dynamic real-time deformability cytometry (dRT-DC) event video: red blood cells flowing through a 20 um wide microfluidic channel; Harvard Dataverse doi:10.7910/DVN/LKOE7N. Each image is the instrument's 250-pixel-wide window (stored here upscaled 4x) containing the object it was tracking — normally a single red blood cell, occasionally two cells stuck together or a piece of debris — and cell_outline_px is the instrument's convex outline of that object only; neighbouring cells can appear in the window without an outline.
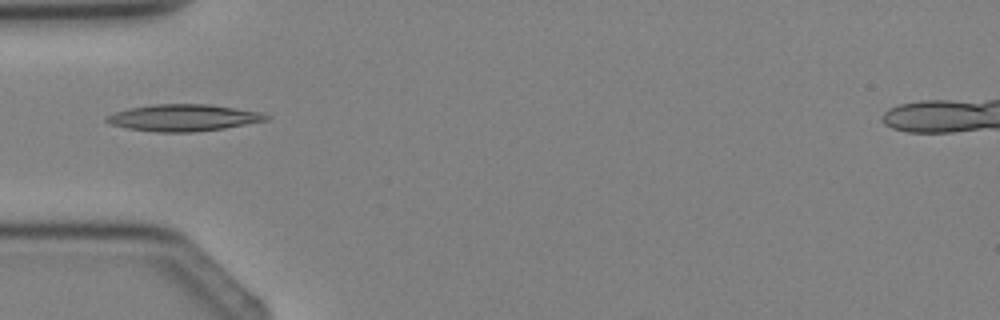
{"species": "Egyptian fruit bat (a non-hibernating species)", "species_latin": "Rousettus aegyptiacus", "temperature_condition": "cold", "stored_images_in_passage": 4, "camera_frame_rate_fps": 3000, "um_per_image_px": 0.085, "animal": {"sex": "female"}, "frame": {"image": 1, "passage_image": 4, "time_ms": 3.667, "image_size_px": [1000, 320], "cell_outline_px": [[272, 116], [268, 120], [224, 128], [192, 132], [156, 132], [128, 128], [112, 124], [104, 120], [104, 116], [128, 108], [156, 104], [208, 104], [260, 112]], "centroid_in_image_um": [15.59, 10.0], "position_along_channel_um": 69.4, "area_um2": 24.74}}